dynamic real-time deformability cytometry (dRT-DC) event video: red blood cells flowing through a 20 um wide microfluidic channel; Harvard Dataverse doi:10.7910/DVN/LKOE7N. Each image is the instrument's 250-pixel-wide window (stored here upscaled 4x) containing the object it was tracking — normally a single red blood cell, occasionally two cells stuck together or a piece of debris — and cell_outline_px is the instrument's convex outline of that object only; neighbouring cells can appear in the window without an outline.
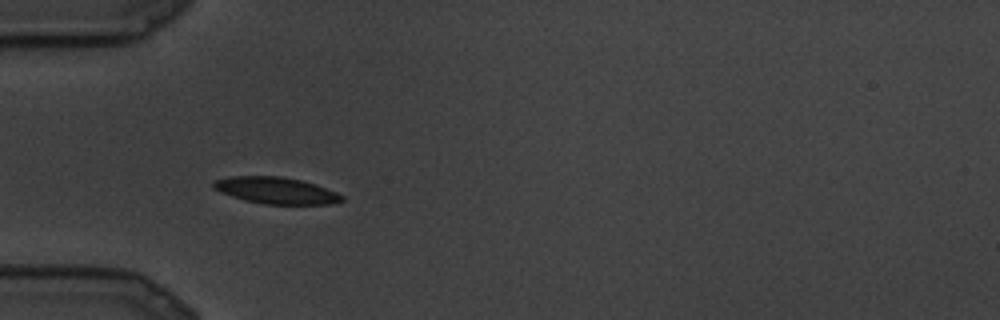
{"species": "common noctule bat (a hibernating species)", "species_latin": "Nyctalus noctula", "temperature_condition": "cold", "stored_images_in_passage": 8, "camera_frame_rate_fps": 3000, "um_per_image_px": 0.085, "animal": {"sex": "male", "body_mass_g": 19.5, "forearm_length_mm": 54.6}, "frame": {"image": 1, "passage_image": 3, "time_ms": 0.667, "image_size_px": [1000, 320], "cell_outline_px": [[344, 200], [332, 204], [264, 204], [244, 200], [220, 192], [212, 188], [212, 180], [228, 176], [280, 176], [300, 180], [316, 184], [336, 192], [344, 196]], "centroid_in_image_um": [23.43, 16.18], "position_along_channel_um": 61.6, "area_um2": 20.06}}
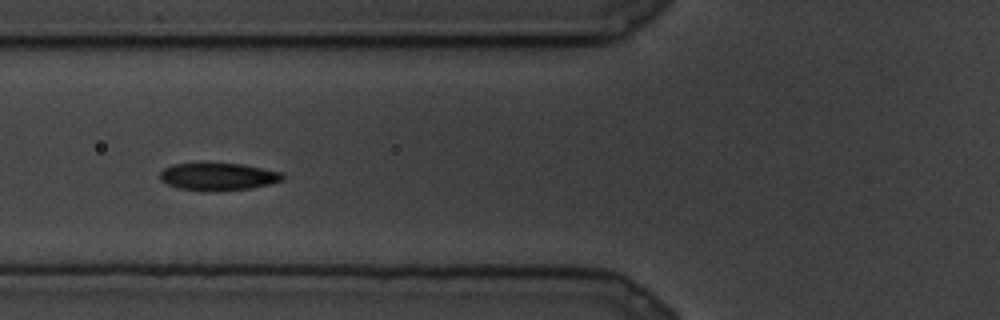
{"frame": {"image": 2, "passage_image": 5, "time_ms": 1.333, "image_size_px": [1000, 320], "cell_outline_px": [[284, 180], [268, 184], [248, 188], [180, 188], [168, 184], [160, 180], [160, 172], [164, 168], [172, 164], [244, 164], [284, 172]], "centroid_in_image_um": [18.6, 14.96], "position_along_channel_um": 107.2, "area_um2": 18.55}}
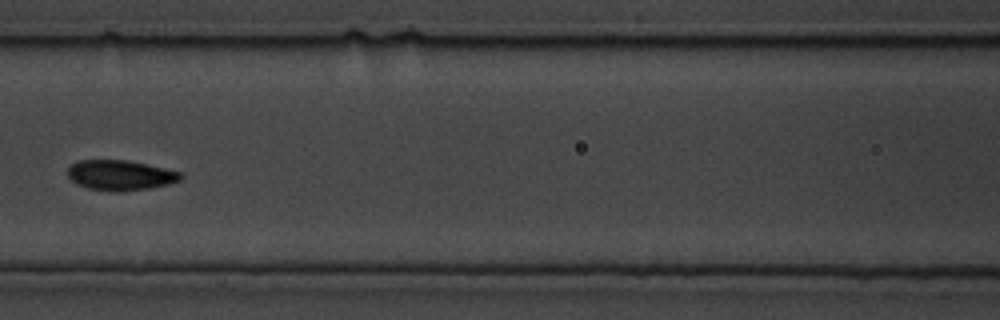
{"frame": {"image": 3, "passage_image": 7, "time_ms": 2.0, "image_size_px": [1000, 320], "cell_outline_px": [[184, 176], [180, 180], [168, 184], [148, 188], [120, 192], [108, 192], [88, 188], [76, 184], [68, 176], [68, 168], [76, 160], [128, 160], [164, 168], [180, 172]], "centroid_in_image_um": [10.2, 14.9], "position_along_channel_um": 156.4, "area_um2": 19.94}}